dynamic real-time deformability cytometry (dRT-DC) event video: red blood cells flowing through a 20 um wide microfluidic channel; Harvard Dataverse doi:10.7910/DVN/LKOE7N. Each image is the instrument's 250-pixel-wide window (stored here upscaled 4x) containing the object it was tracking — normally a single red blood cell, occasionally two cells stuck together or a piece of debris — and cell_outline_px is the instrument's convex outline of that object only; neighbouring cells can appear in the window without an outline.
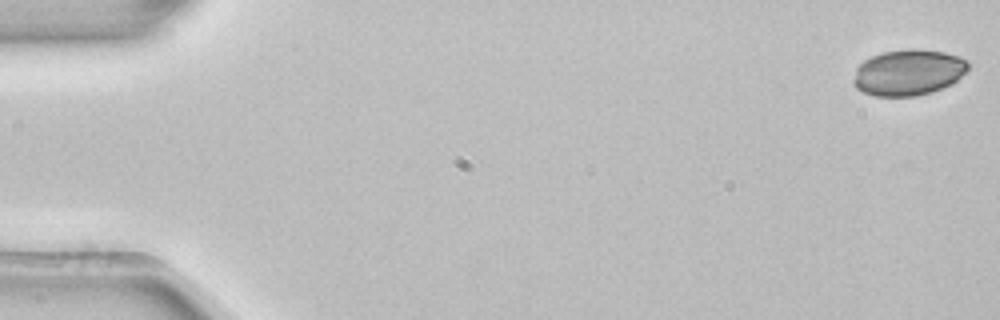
{"species": "common noctule bat (a hibernating species)", "species_latin": "Nyctalus noctula", "temperature_condition": "room temperature", "stored_images_in_passage": 4, "camera_frame_rate_fps": 3000, "um_per_image_px": 0.085, "animal": {"sex": "female", "body_mass_g": 22.7, "forearm_length_mm": 54.2}, "frame": {"image": 1, "passage_image": 1, "time_ms": 0.0, "image_size_px": [1000, 320], "cell_outline_px": [[968, 68], [956, 80], [932, 92], [916, 96], [876, 96], [864, 92], [856, 88], [852, 84], [852, 80], [856, 68], [864, 60], [872, 56], [884, 52], [908, 48], [916, 48], [944, 52], [960, 56], [968, 60]], "centroid_in_image_um": [77.18, 6.14], "position_along_channel_um": 7.8, "area_um2": 30.75}}
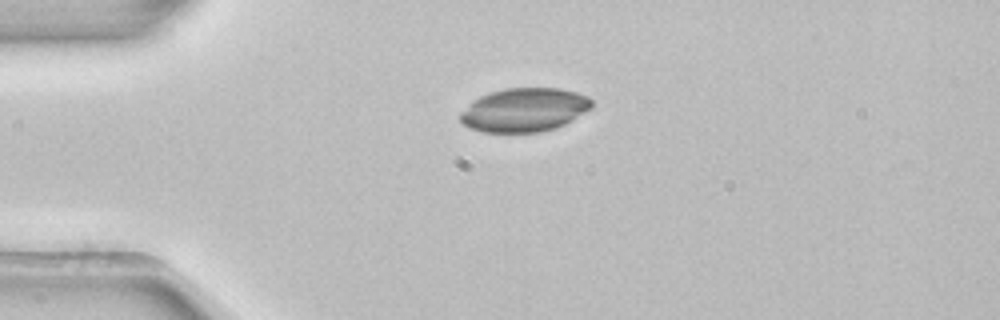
{"frame": {"image": 2, "passage_image": 4, "time_ms": 1.0, "image_size_px": [1000, 320], "cell_outline_px": [[592, 108], [572, 120], [556, 128], [540, 132], [480, 132], [468, 128], [460, 120], [460, 112], [472, 100], [488, 92], [504, 88], [560, 88], [576, 92], [588, 96], [592, 100]], "centroid_in_image_um": [44.55, 9.34], "position_along_channel_um": 40.5, "area_um2": 33.81}}